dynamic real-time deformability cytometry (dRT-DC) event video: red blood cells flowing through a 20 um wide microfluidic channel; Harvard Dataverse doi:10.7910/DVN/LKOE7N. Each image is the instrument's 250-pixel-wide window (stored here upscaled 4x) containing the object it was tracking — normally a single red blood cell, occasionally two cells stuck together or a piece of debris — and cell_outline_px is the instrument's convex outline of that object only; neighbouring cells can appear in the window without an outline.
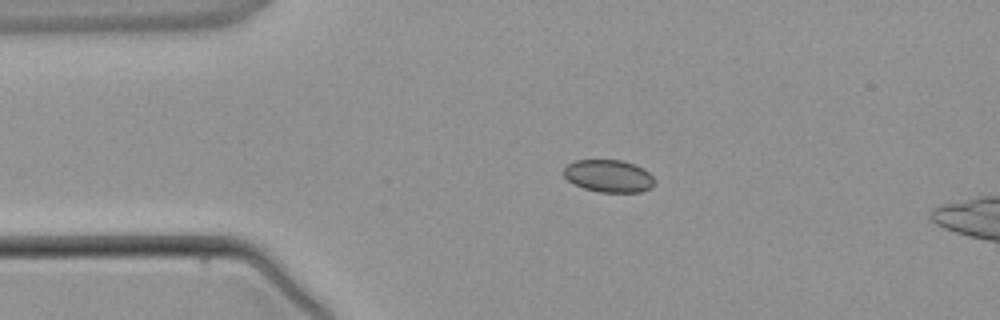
{"species": "common noctule bat (a hibernating species)", "species_latin": "Nyctalus noctula", "temperature_condition": "warm", "stored_images_in_passage": 4, "camera_frame_rate_fps": 3000, "um_per_image_px": 0.085, "animal": {"sex": "male", "body_mass_g": 21.5, "forearm_length_mm": 52.0}, "frame": {"image": 1, "passage_image": 2, "time_ms": 1.333, "image_size_px": [1000, 320], "cell_outline_px": [[656, 180], [652, 188], [640, 192], [600, 192], [584, 188], [568, 180], [564, 176], [564, 168], [568, 164], [576, 160], [620, 160], [632, 164], [648, 172]], "centroid_in_image_um": [51.75, 14.97], "position_along_channel_um": 33.3, "area_um2": 16.99}}